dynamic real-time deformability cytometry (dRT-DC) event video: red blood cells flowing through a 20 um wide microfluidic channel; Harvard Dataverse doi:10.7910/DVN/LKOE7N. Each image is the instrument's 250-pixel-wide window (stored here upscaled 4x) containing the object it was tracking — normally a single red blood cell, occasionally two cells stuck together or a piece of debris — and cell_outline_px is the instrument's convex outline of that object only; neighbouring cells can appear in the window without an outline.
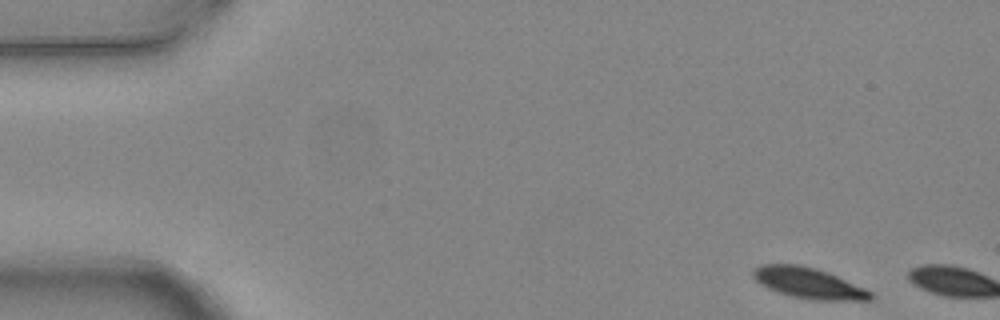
{"species": "common noctule bat (a hibernating species)", "species_latin": "Nyctalus noctula", "temperature_condition": "warm", "stored_images_in_passage": 2, "camera_frame_rate_fps": 3000, "um_per_image_px": 0.085, "animal": {"sex": "female", "body_mass_g": 24.6, "forearm_length_mm": 56.2}, "frame": {"image": 1, "passage_image": 1, "time_ms": 0.0, "image_size_px": [1000, 320], "cell_outline_px": [[872, 300], [812, 300], [792, 296], [776, 292], [760, 284], [752, 276], [752, 268], [760, 264], [800, 264], [816, 268], [828, 272], [864, 288], [872, 292]], "centroid_in_image_um": [68.68, 24.05], "position_along_channel_um": 16.3, "area_um2": 21.15}}